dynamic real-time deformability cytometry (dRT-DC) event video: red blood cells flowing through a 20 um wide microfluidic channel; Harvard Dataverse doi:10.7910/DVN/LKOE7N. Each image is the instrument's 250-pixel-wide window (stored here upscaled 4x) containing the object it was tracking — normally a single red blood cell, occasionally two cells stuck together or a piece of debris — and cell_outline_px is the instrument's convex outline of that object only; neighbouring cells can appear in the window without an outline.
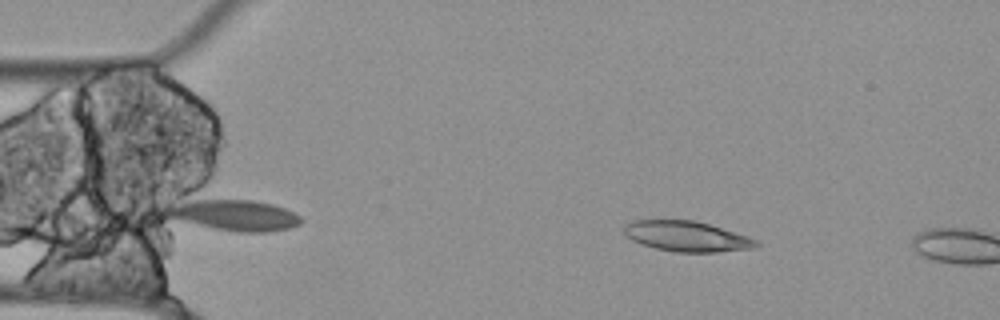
{"species": "Egyptian fruit bat (a non-hibernating species)", "species_latin": "Rousettus aegyptiacus", "temperature_condition": "cold", "stored_images_in_passage": 6, "camera_frame_rate_fps": 3000, "um_per_image_px": 0.085, "animal": {"sex": "female"}, "frame": {"image": 1, "passage_image": 3, "time_ms": 0.667, "image_size_px": [1000, 320], "cell_outline_px": [[760, 244], [756, 248], [716, 252], [676, 252], [656, 248], [640, 244], [632, 240], [624, 232], [624, 224], [632, 220], [696, 220], [748, 236], [756, 240]], "centroid_in_image_um": [58.38, 20.08], "position_along_channel_um": 26.6, "area_um2": 23.41}}